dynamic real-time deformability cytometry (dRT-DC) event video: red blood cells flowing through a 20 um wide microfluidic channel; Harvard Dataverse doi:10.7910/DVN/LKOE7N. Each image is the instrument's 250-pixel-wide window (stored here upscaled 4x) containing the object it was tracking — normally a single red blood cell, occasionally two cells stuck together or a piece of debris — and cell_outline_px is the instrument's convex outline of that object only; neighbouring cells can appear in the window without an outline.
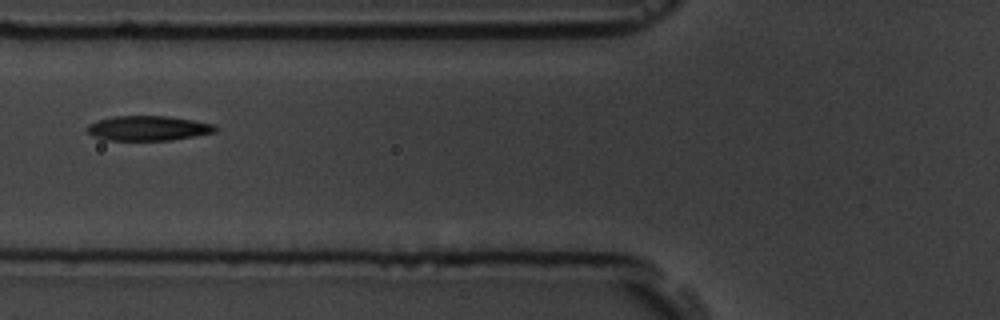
{"species": "common noctule bat (a hibernating species)", "species_latin": "Nyctalus noctula", "temperature_condition": "room temperature", "stored_images_in_passage": 2, "camera_frame_rate_fps": 3000, "um_per_image_px": 0.085, "animal": {"sex": "male", "body_mass_g": 19.5, "forearm_length_mm": 54.6}, "frame": {"image": 1, "passage_image": 2, "time_ms": 1.0, "image_size_px": [1000, 320], "cell_outline_px": [[220, 128], [216, 132], [172, 140], [104, 140], [92, 136], [84, 128], [88, 124], [112, 116], [172, 116], [216, 124]], "centroid_in_image_um": [12.62, 10.89], "position_along_channel_um": 113.2, "area_um2": 18.84}}